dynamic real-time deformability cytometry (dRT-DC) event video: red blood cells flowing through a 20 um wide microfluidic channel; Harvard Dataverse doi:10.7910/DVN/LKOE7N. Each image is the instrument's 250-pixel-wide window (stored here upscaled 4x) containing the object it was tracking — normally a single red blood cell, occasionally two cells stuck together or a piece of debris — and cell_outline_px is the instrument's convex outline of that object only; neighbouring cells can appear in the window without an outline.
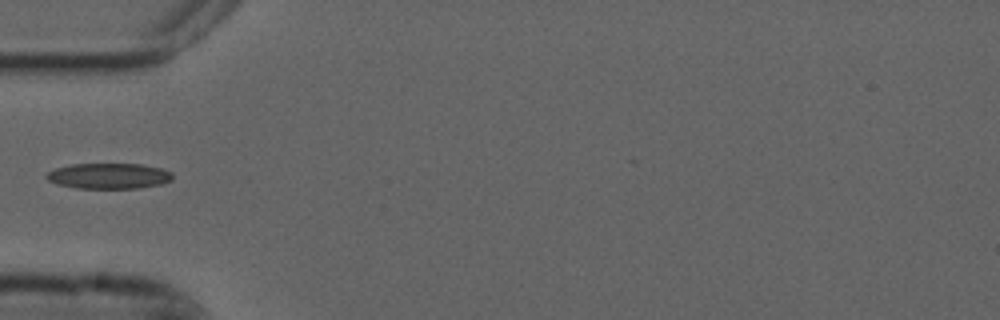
{"species": "common noctule bat (a hibernating species)", "species_latin": "Nyctalus noctula", "temperature_condition": "cold", "stored_images_in_passage": 4, "camera_frame_rate_fps": 3000, "um_per_image_px": 0.085, "animal": {"sex": "male", "forearm_length_mm": 52.5}, "frame": {"image": 1, "passage_image": 1, "time_ms": 0.0, "image_size_px": [1000, 320], "cell_outline_px": [[172, 180], [160, 184], [140, 188], [76, 188], [56, 184], [48, 180], [44, 176], [48, 172], [56, 168], [72, 164], [140, 164], [160, 168], [172, 172]], "centroid_in_image_um": [9.23, 14.96], "position_along_channel_um": 75.8, "area_um2": 18.79}}
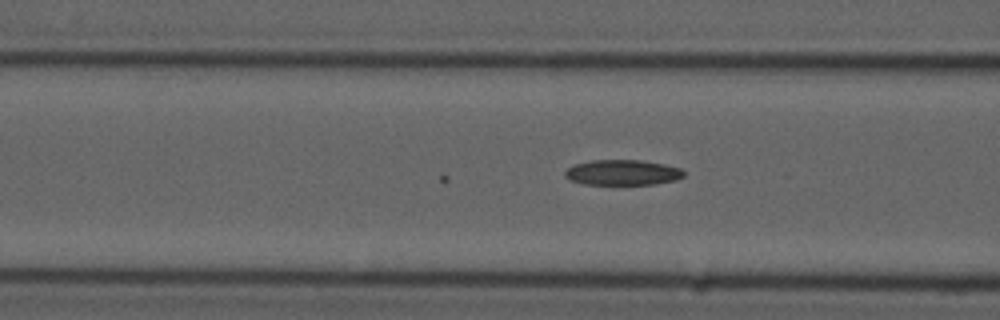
{"frame": {"image": 2, "passage_image": 4, "time_ms": 1.0, "image_size_px": [1000, 320], "cell_outline_px": [[684, 176], [676, 180], [656, 184], [584, 184], [568, 180], [564, 176], [564, 172], [572, 164], [592, 160], [640, 160], [664, 164], [680, 168], [684, 172]], "centroid_in_image_um": [52.88, 14.66], "position_along_channel_um": 113.7, "area_um2": 17.69}}